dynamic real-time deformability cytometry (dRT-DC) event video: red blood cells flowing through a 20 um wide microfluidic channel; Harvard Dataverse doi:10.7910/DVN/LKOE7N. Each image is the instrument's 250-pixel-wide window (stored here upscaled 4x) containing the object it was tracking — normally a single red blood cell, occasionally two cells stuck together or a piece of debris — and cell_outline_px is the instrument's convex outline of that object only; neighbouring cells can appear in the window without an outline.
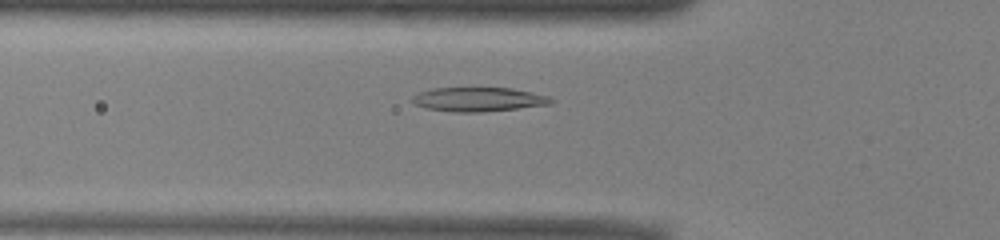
{"species": "common noctule bat (a hibernating species)", "species_latin": "Nyctalus noctula", "temperature_condition": "warm", "stored_images_in_passage": 37, "camera_frame_rate_fps": 3000, "um_per_image_px": 0.085, "animal": {"sex": "male", "body_mass_g": 13.0, "forearm_length_mm": 53.1}, "frame": {"image": 1, "passage_image": 13, "time_ms": 4.0, "image_size_px": [1000, 240], "cell_outline_px": [[556, 100], [552, 104], [480, 112], [456, 112], [428, 108], [416, 104], [408, 100], [412, 96], [420, 92], [432, 88], [512, 88], [548, 96]], "centroid_in_image_um": [40.67, 8.44], "position_along_channel_um": 85.1, "area_um2": 19.36}}
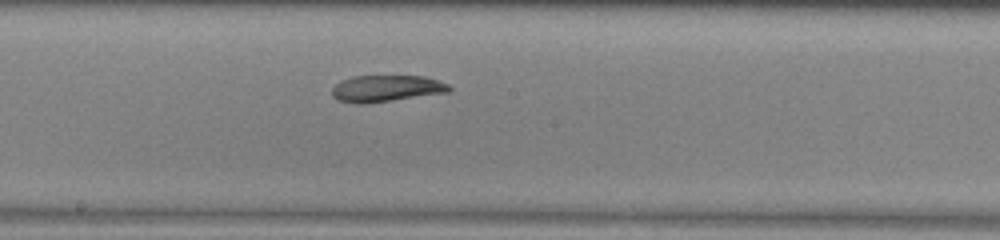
{"frame": {"image": 2, "passage_image": 23, "time_ms": 7.333, "image_size_px": [1000, 240], "cell_outline_px": [[452, 92], [364, 104], [356, 104], [336, 100], [332, 96], [332, 88], [340, 80], [352, 76], [424, 76], [448, 84], [452, 88]], "centroid_in_image_um": [32.82, 7.53], "position_along_channel_um": 215.4, "area_um2": 18.38}}
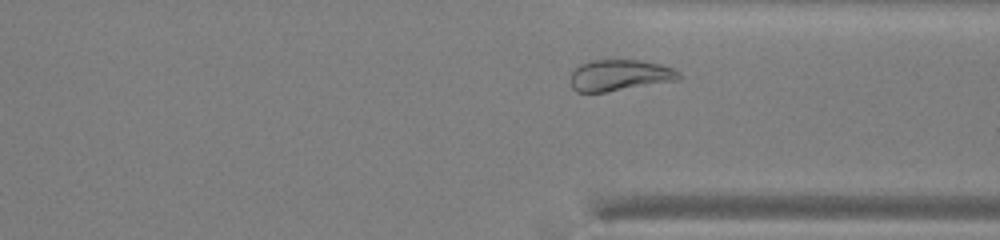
{"frame": {"image": 3, "passage_image": 34, "time_ms": 11.0, "image_size_px": [1000, 240], "cell_outline_px": [[680, 80], [604, 92], [576, 92], [572, 88], [572, 72], [580, 64], [592, 60], [640, 60], [660, 64], [672, 68], [680, 72]], "centroid_in_image_um": [52.69, 6.39], "position_along_channel_um": 358.7, "area_um2": 19.59}, "authors_computed_cell_mechanics": {"area_um2": 19.2474, "velocity_mm_per_s": 3.9048, "shape_relaxation_time_tau1_ms": 9.4398, "shape_relaxation_time_tau2_ms": 9.4093, "deformation_change_tau1": 0.2368, "deformation_change_tau2": 0.1644}}